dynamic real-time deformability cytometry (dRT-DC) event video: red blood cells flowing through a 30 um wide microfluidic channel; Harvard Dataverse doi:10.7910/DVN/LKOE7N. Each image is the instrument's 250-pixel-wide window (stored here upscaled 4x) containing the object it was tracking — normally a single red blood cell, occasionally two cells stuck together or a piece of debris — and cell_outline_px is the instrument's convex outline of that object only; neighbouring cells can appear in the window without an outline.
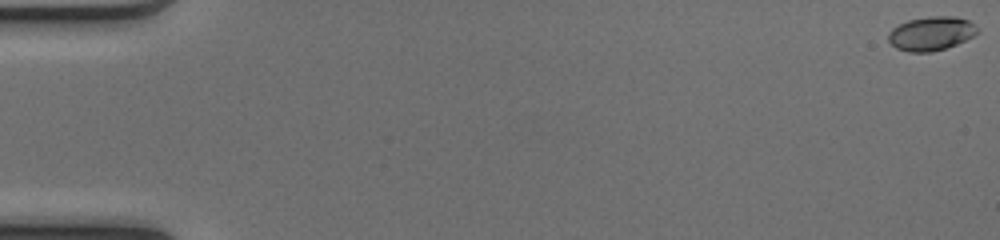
{"species": "common noctule bat (a hibernating species)", "species_latin": "Nyctalus noctula", "temperature_condition": "cold", "stored_images_in_passage": 52, "camera_frame_rate_fps": 3000, "um_per_image_px": 0.085, "animal": {"sex": "female", "body_mass_g": 17.0, "forearm_length_mm": 48.0}, "frame": {"image": 1, "passage_image": 1, "time_ms": 0.0, "image_size_px": [1000, 240], "cell_outline_px": [[980, 32], [956, 44], [932, 52], [908, 52], [896, 48], [888, 40], [888, 32], [892, 28], [908, 20], [928, 16], [956, 16], [968, 20], [980, 28]], "centroid_in_image_um": [79.16, 2.84], "position_along_channel_um": 5.8, "area_um2": 17.69}}
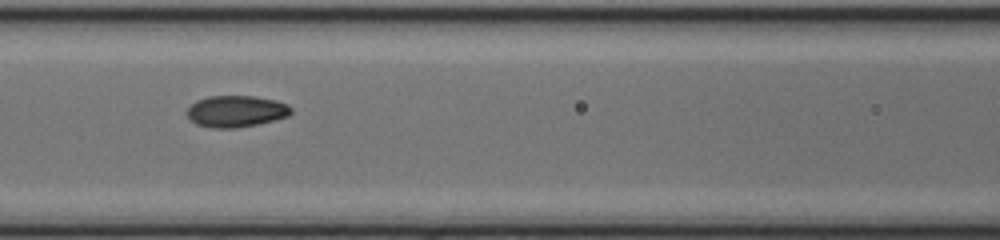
{"frame": {"image": 2, "passage_image": 24, "time_ms": 7.667, "image_size_px": [1000, 240], "cell_outline_px": [[292, 112], [288, 116], [256, 124], [236, 128], [212, 128], [196, 124], [184, 112], [196, 100], [208, 96], [256, 96], [276, 100], [288, 104], [292, 108]], "centroid_in_image_um": [20.06, 9.45], "position_along_channel_um": 146.5, "area_um2": 19.19}}
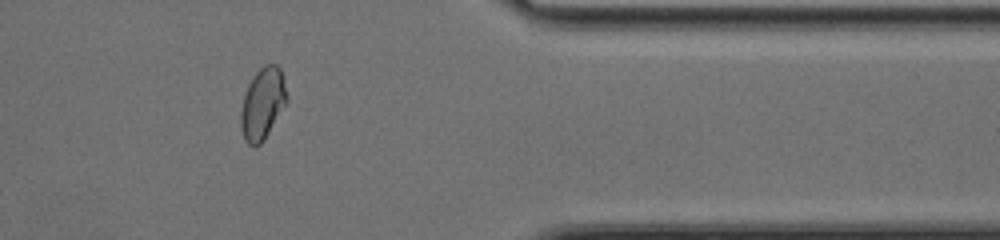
{"frame": {"image": 3, "passage_image": 43, "time_ms": 14.0, "image_size_px": [1000, 240], "cell_outline_px": [[288, 100], [264, 140], [256, 148], [248, 144], [244, 140], [240, 124], [240, 112], [244, 96], [248, 84], [256, 72], [264, 64], [276, 64], [280, 68]], "centroid_in_image_um": [22.3, 8.83], "position_along_channel_um": 389.1, "area_um2": 19.13}, "authors_computed_cell_mechanics": {"area_um2": 18.3804, "velocity_mm_per_s": 4.1174, "shape_relaxation_time_tau1_ms": 5.2608, "shape_relaxation_time_tau2_ms": 1.1504, "deformation_change_tau1": 0.1559, "deformation_change_tau2": 0.0458}}